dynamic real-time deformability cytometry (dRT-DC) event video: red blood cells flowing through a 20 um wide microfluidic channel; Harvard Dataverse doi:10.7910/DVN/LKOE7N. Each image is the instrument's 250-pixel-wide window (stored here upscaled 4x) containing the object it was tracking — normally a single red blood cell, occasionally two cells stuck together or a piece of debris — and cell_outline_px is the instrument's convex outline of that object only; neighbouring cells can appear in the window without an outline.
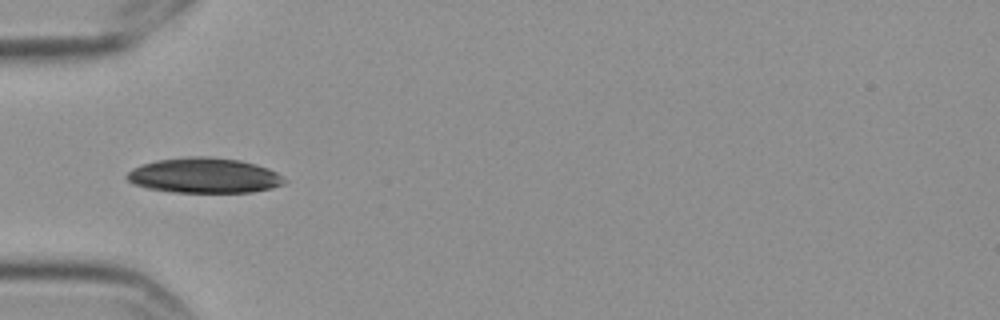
{"species": "Egyptian fruit bat (a non-hibernating species)", "species_latin": "Rousettus aegyptiacus", "temperature_condition": "cold", "stored_images_in_passage": 6, "camera_frame_rate_fps": 3000, "um_per_image_px": 0.085, "frame": {"image": 1, "passage_image": 4, "time_ms": 1.0, "image_size_px": [1000, 320], "cell_outline_px": [[288, 180], [284, 184], [272, 188], [252, 192], [172, 192], [148, 188], [132, 184], [124, 176], [132, 168], [156, 160], [188, 156], [208, 156], [240, 160], [256, 164], [268, 168], [276, 172]], "centroid_in_image_um": [17.36, 14.91], "position_along_channel_um": 67.6, "area_um2": 32.48}}
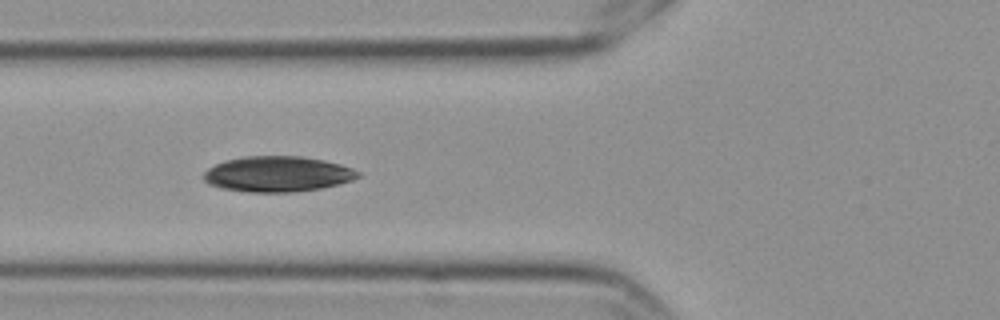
{"frame": {"image": 2, "passage_image": 5, "time_ms": 1.333, "image_size_px": [1000, 320], "cell_outline_px": [[360, 176], [352, 180], [320, 188], [292, 192], [248, 192], [220, 188], [208, 184], [204, 180], [204, 172], [208, 168], [224, 160], [244, 156], [300, 156], [324, 160], [340, 164], [352, 168], [360, 172]], "centroid_in_image_um": [23.56, 14.79], "position_along_channel_um": 102.2, "area_um2": 31.96}}
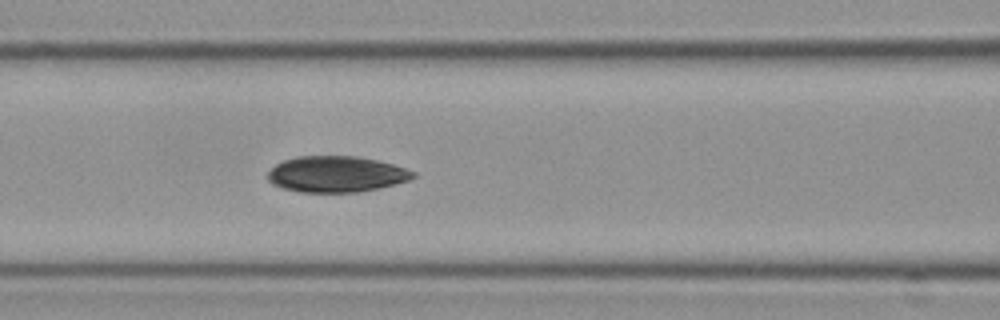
{"frame": {"image": 3, "passage_image": 6, "time_ms": 1.667, "image_size_px": [1000, 320], "cell_outline_px": [[416, 176], [408, 180], [376, 188], [356, 192], [300, 192], [280, 188], [272, 184], [264, 176], [276, 164], [284, 160], [296, 156], [356, 156], [376, 160], [392, 164], [416, 172]], "centroid_in_image_um": [28.51, 14.8], "position_along_channel_um": 138.1, "area_um2": 30.46}}